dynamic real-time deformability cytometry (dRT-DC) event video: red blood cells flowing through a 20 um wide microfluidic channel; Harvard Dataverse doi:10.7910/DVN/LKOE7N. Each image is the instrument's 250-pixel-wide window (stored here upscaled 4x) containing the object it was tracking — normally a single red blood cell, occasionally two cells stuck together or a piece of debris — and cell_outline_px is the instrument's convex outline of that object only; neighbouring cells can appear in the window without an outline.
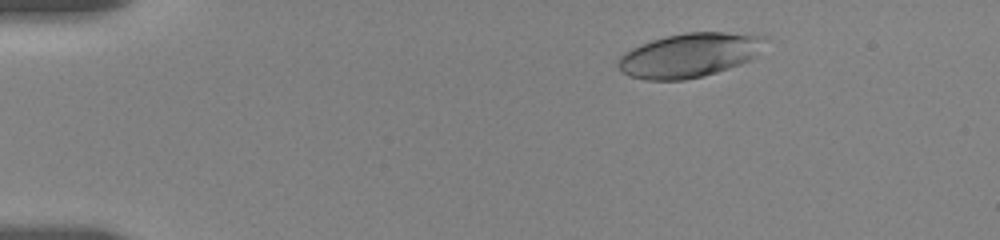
{"species": "human", "species_latin": "Homo sapiens", "temperature_condition": "room temperature", "stored_images_in_passage": 34, "camera_frame_rate_fps": 3000, "um_per_image_px": 0.085, "donor": {"sex": "female"}, "frame": {"image": 1, "passage_image": 3, "time_ms": 1.667, "image_size_px": [1000, 240], "cell_outline_px": [[768, 36], [756, 56], [740, 64], [716, 72], [684, 80], [644, 80], [628, 76], [616, 64], [616, 60], [624, 52], [640, 44], [664, 36], [684, 32], [724, 32]], "centroid_in_image_um": [58.56, 4.68], "position_along_channel_um": 26.4, "area_um2": 37.8}}
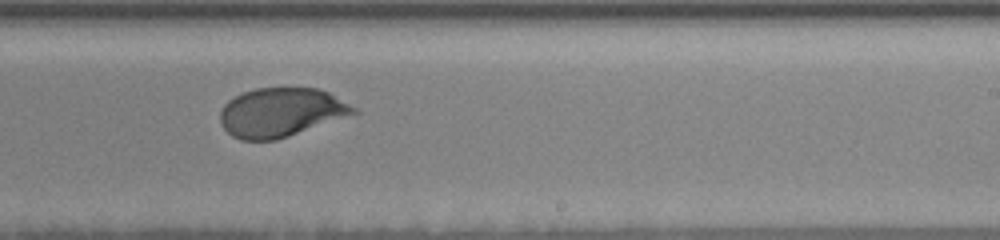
{"frame": {"image": 2, "passage_image": 19, "time_ms": 10.667, "image_size_px": [1000, 240], "cell_outline_px": [[360, 112], [276, 140], [240, 140], [232, 136], [220, 124], [220, 112], [224, 104], [228, 100], [244, 92], [256, 88], [320, 88], [328, 92], [356, 108]], "centroid_in_image_um": [23.86, 9.55], "position_along_channel_um": 265.1, "area_um2": 37.86}}
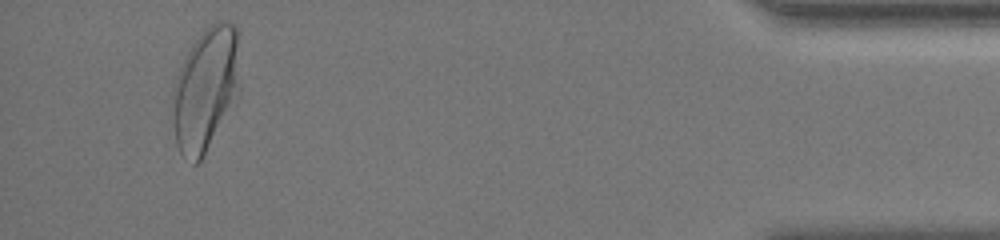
{"frame": {"image": 3, "passage_image": 32, "time_ms": 16.667, "image_size_px": [1000, 240], "cell_outline_px": [[240, 88], [204, 156], [196, 164], [192, 164], [180, 152], [176, 144], [168, 120], [172, 88], [180, 64], [184, 56], [192, 44], [204, 28], [216, 20], [228, 20], [236, 24]], "centroid_in_image_um": [17.39, 7.57], "position_along_channel_um": 417.8, "area_um2": 49.48}, "authors_computed_cell_mechanics": {"area_um2": 38.2347, "velocity_mm_per_s": 3.547, "shape_relaxation_time_tau1_ms": 3.7787, "shape_relaxation_time_tau2_ms": null, "deformation_change_tau1": 0.1514, "deformation_change_tau2": null}}